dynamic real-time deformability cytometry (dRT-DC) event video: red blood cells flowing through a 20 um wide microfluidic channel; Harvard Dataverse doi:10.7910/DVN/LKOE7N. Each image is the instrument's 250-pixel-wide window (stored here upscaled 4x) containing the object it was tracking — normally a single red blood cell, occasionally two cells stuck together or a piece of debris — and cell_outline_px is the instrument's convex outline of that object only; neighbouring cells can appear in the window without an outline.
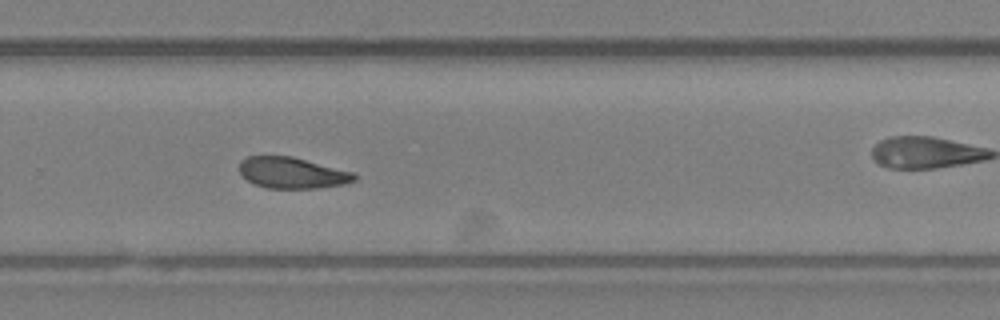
{"species": "Egyptian fruit bat (a non-hibernating species)", "species_latin": "Rousettus aegyptiacus", "temperature_condition": "room temperature", "stored_images_in_passage": 35, "camera_frame_rate_fps": 3000, "um_per_image_px": 0.085, "animal": {"sex": "female"}, "frame": {"image": 1, "passage_image": 28, "time_ms": 9.0, "image_size_px": [1000, 320], "cell_outline_px": [[356, 180], [344, 184], [316, 188], [268, 188], [256, 184], [248, 180], [240, 172], [240, 160], [248, 156], [292, 156], [352, 172], [356, 176]], "centroid_in_image_um": [24.82, 14.69], "position_along_channel_um": 305.0, "area_um2": 20.58}}